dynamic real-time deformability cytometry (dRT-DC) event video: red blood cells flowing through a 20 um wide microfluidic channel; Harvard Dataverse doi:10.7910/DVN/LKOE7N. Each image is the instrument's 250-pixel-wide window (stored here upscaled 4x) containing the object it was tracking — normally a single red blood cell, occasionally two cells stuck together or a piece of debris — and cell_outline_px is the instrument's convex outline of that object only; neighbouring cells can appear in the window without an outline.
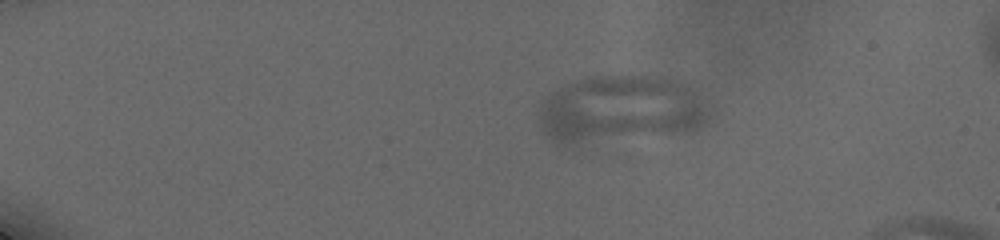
{"species": "human", "species_latin": "Homo sapiens", "temperature_condition": "cold", "stored_images_in_passage": 29, "camera_frame_rate_fps": 3000, "um_per_image_px": 0.085, "donor": {"sex": "male"}, "frame": {"image": 1, "passage_image": 1, "time_ms": 0.0, "image_size_px": [1000, 240], "cell_outline_px": [[716, 112], [712, 120], [708, 124], [692, 132], [572, 148], [556, 148], [540, 128], [540, 108], [544, 100], [552, 92], [568, 84], [588, 76], [644, 76], [684, 80]], "centroid_in_image_um": [52.81, 9.39], "position_along_channel_um": 32.2, "area_um2": 70.34}}
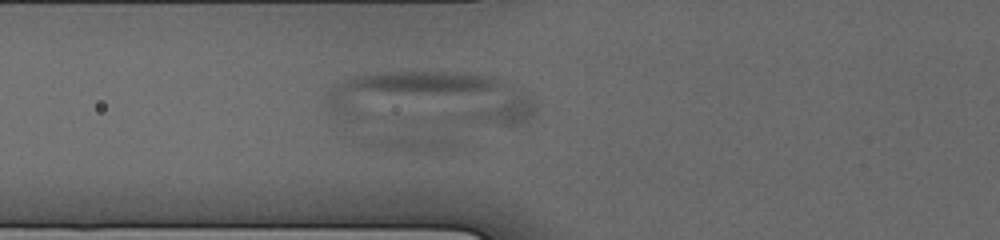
{"frame": {"image": 2, "passage_image": 15, "time_ms": 4.333, "image_size_px": [1000, 240], "cell_outline_px": [[536, 108], [532, 116], [520, 124], [500, 124], [348, 120], [332, 112], [328, 108], [324, 96], [328, 88], [332, 84], [352, 76], [368, 72], [468, 72], [488, 76], [512, 84], [524, 92], [536, 104]], "centroid_in_image_um": [36.48, 8.37], "position_along_channel_um": 89.3, "area_um2": 67.11}}